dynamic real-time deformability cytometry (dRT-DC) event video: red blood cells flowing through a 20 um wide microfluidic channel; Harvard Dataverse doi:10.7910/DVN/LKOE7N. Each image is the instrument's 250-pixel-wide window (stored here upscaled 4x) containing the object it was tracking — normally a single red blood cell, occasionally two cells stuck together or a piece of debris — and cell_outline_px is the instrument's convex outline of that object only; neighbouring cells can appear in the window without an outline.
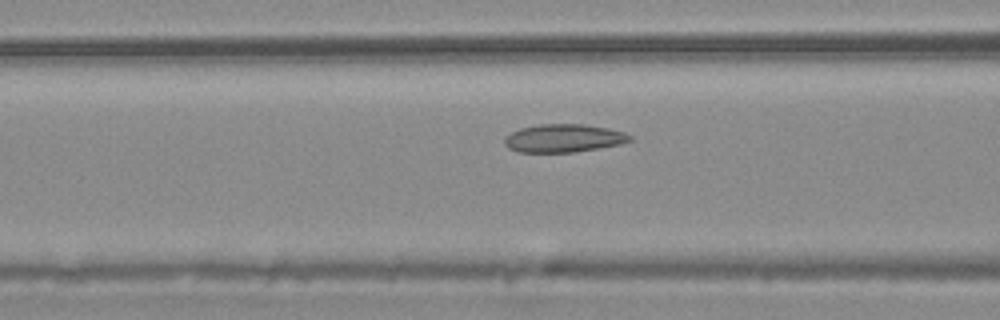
{"species": "common noctule bat (a hibernating species)", "species_latin": "Nyctalus noctula", "temperature_condition": "warm", "stored_images_in_passage": 39, "camera_frame_rate_fps": 3000, "um_per_image_px": 0.085, "animal": {"sex": "male", "body_mass_g": 20.4}, "frame": {"image": 1, "passage_image": 7, "time_ms": 2.0, "image_size_px": [1000, 320], "cell_outline_px": [[632, 140], [620, 144], [576, 152], [520, 152], [508, 148], [504, 144], [504, 140], [512, 132], [520, 128], [540, 124], [584, 124], [608, 128], [624, 132], [632, 136]], "centroid_in_image_um": [47.93, 11.75], "position_along_channel_um": 118.7, "area_um2": 20.46}}
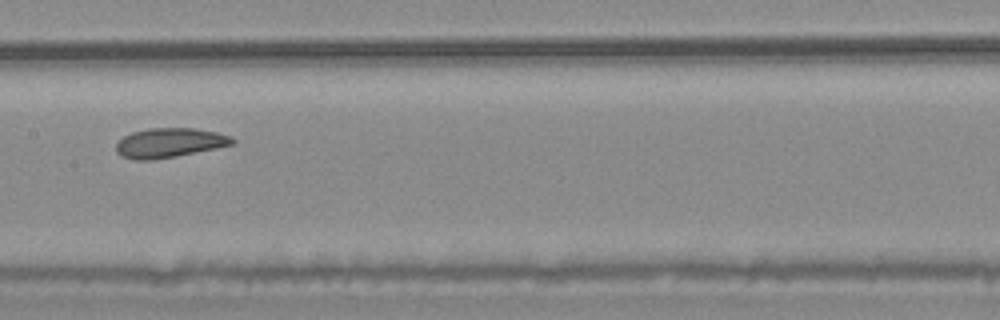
{"frame": {"image": 2, "passage_image": 13, "time_ms": 4.0, "image_size_px": [1000, 320], "cell_outline_px": [[236, 140], [232, 144], [216, 148], [176, 156], [152, 160], [136, 160], [120, 156], [116, 152], [116, 144], [124, 136], [132, 132], [148, 128], [196, 128], [216, 132], [232, 136]], "centroid_in_image_um": [14.39, 12.13], "position_along_channel_um": 193.0, "area_um2": 20.0}}
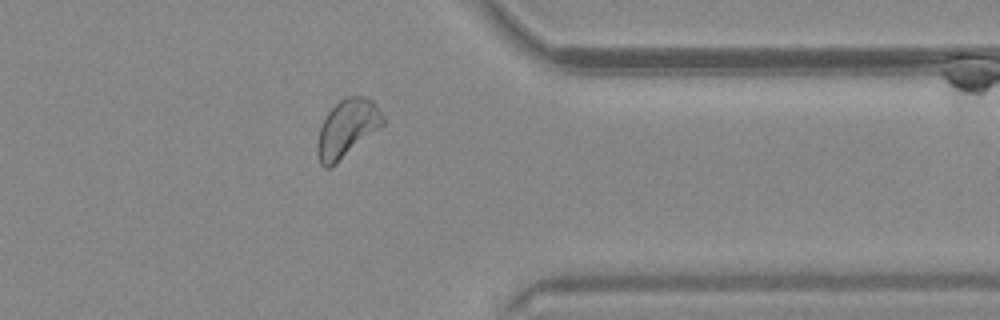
{"frame": {"image": 3, "passage_image": 29, "time_ms": 9.333, "image_size_px": [1000, 320], "cell_outline_px": [[384, 124], [336, 164], [328, 168], [324, 168], [320, 164], [316, 152], [316, 144], [320, 128], [328, 112], [340, 100], [348, 96], [364, 96], [372, 100], [384, 116]], "centroid_in_image_um": [29.48, 10.93], "position_along_channel_um": 381.9, "area_um2": 21.91}}